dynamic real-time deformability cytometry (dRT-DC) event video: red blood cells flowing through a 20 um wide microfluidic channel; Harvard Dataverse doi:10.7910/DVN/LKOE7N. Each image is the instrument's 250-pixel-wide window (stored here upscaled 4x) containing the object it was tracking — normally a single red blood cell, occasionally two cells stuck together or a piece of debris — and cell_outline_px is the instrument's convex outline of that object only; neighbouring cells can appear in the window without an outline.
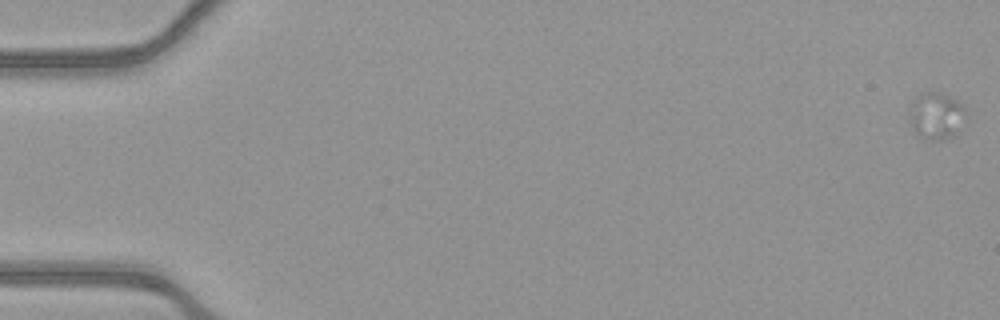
{"species": "common noctule bat (a hibernating species)", "species_latin": "Nyctalus noctula", "temperature_condition": "warm", "stored_images_in_passage": 27, "camera_frame_rate_fps": 3000, "um_per_image_px": 0.085, "animal": {"sex": "female", "body_mass_g": 21.9}, "frame": {"image": 1, "passage_image": 2, "time_ms": 0.333, "image_size_px": [1000, 320], "cell_outline_px": [[964, 116], [952, 132], [948, 136], [924, 136], [916, 132], [912, 128], [912, 100], [916, 96], [924, 92], [940, 92], [964, 104]], "centroid_in_image_um": [79.55, 9.7], "position_along_channel_um": 5.4, "area_um2": 13.81}}
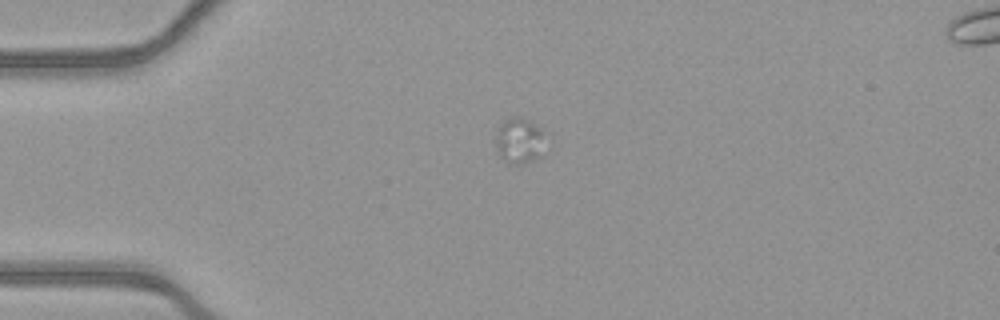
{"frame": {"image": 2, "passage_image": 16, "time_ms": 5.0, "image_size_px": [1000, 320], "cell_outline_px": [[552, 132], [544, 156], [520, 164], [508, 164], [500, 156], [496, 144], [496, 136], [500, 124], [504, 120], [512, 116], [520, 116]], "centroid_in_image_um": [44.32, 11.94], "position_along_channel_um": 40.7, "area_um2": 14.39}}
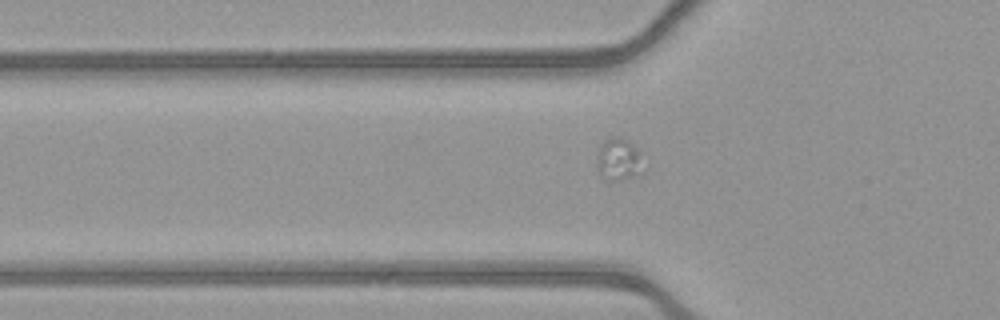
{"frame": {"image": 3, "passage_image": 21, "time_ms": 6.667, "image_size_px": [1000, 320], "cell_outline_px": [[640, 152], [632, 176], [620, 180], [604, 180], [596, 168], [596, 164], [600, 148], [604, 140], [612, 136], [620, 136], [636, 148]], "centroid_in_image_um": [52.43, 13.51], "position_along_channel_um": 73.4, "area_um2": 10.52}}